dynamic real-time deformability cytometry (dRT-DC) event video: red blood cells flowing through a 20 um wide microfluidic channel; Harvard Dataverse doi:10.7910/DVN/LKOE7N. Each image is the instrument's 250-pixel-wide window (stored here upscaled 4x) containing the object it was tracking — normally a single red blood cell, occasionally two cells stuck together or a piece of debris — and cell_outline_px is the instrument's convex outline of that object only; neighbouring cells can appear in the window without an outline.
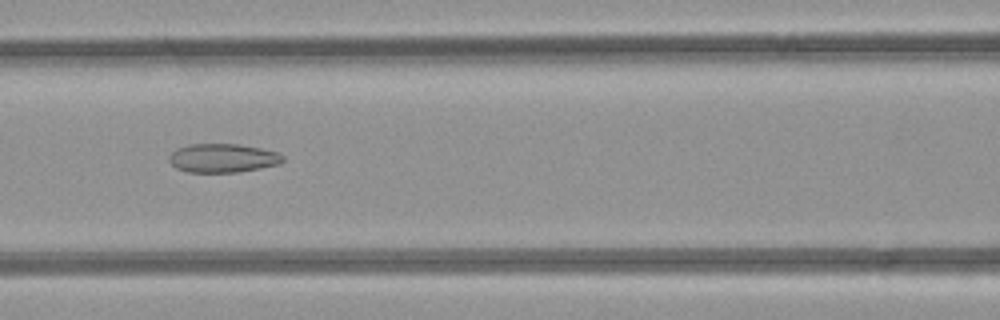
{"species": "common noctule bat (a hibernating species)", "species_latin": "Nyctalus noctula", "temperature_condition": "room temperature", "stored_images_in_passage": 42, "camera_frame_rate_fps": 3000, "um_per_image_px": 0.085, "animal": {"sex": "female", "body_mass_g": 21.9}, "frame": {"image": 1, "passage_image": 15, "time_ms": 4.667, "image_size_px": [1000, 320], "cell_outline_px": [[284, 160], [280, 164], [260, 168], [236, 172], [188, 172], [176, 168], [168, 160], [168, 156], [176, 148], [188, 144], [240, 144], [260, 148], [276, 152], [284, 156]], "centroid_in_image_um": [18.91, 13.43], "position_along_channel_um": 147.7, "area_um2": 19.13}}
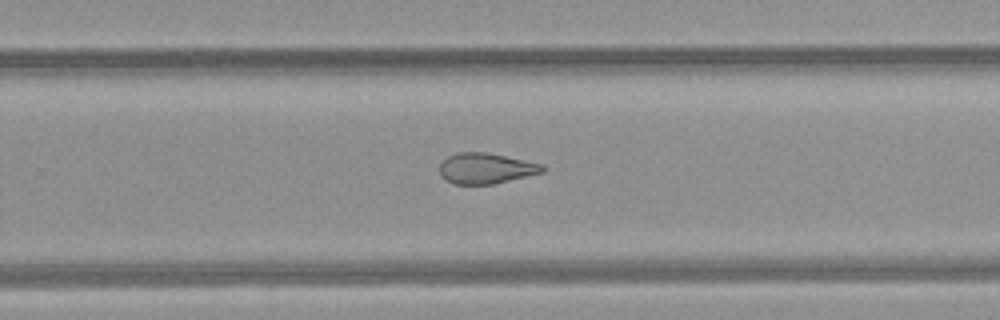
{"frame": {"image": 2, "passage_image": 25, "time_ms": 8.0, "image_size_px": [1000, 320], "cell_outline_px": [[544, 172], [492, 184], [452, 184], [440, 172], [440, 164], [448, 156], [456, 152], [488, 152], [544, 164]], "centroid_in_image_um": [41.32, 14.29], "position_along_channel_um": 288.5, "area_um2": 18.26}}
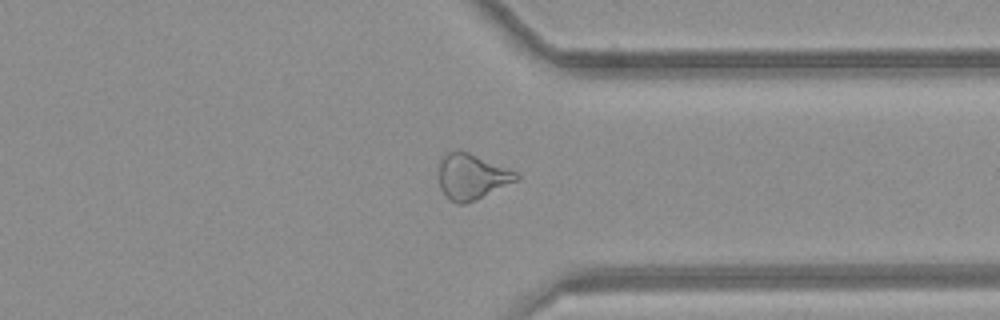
{"frame": {"image": 3, "passage_image": 31, "time_ms": 10.0, "image_size_px": [1000, 320], "cell_outline_px": [[520, 180], [476, 200], [464, 204], [460, 204], [448, 200], [440, 188], [440, 160], [444, 152], [460, 148], [520, 172]], "centroid_in_image_um": [40.15, 14.98], "position_along_channel_um": 371.3, "area_um2": 21.33}, "authors_computed_cell_mechanics": {"area_um2": 21.097, "velocity_mm_per_s": 4.2388, "shape_relaxation_time_tau1_ms": null, "shape_relaxation_time_tau2_ms": 2.2049, "deformation_change_tau1": null, "deformation_change_tau2": 0.1065}}